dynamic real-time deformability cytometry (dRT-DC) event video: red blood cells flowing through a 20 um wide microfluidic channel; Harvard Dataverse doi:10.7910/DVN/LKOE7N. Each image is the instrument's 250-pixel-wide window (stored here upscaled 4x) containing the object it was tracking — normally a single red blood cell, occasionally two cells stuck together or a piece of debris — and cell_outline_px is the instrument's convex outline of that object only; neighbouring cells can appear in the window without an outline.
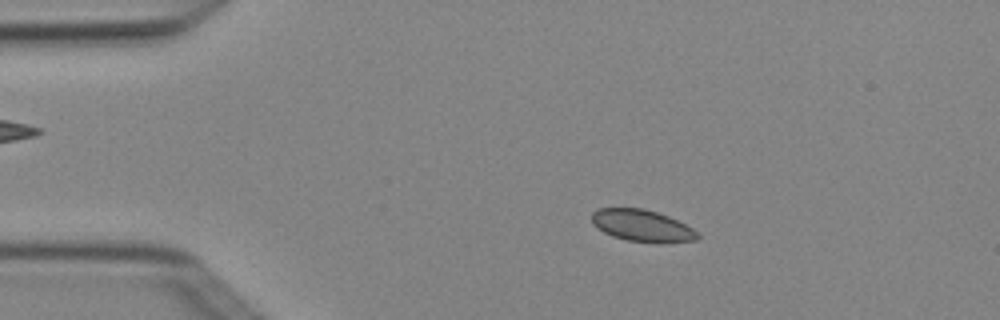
{"species": "Egyptian fruit bat (a non-hibernating species)", "species_latin": "Rousettus aegyptiacus", "temperature_condition": "cold", "stored_images_in_passage": 5, "camera_frame_rate_fps": 3000, "um_per_image_px": 0.085, "animal": {"sex": "female"}, "frame": {"image": 1, "passage_image": 1, "time_ms": 0.0, "image_size_px": [1000, 320], "cell_outline_px": [[700, 236], [696, 240], [628, 240], [612, 236], [596, 228], [592, 224], [592, 212], [596, 208], [644, 208], [668, 216], [692, 228]], "centroid_in_image_um": [54.47, 19.12], "position_along_channel_um": 30.5, "area_um2": 18.79}}
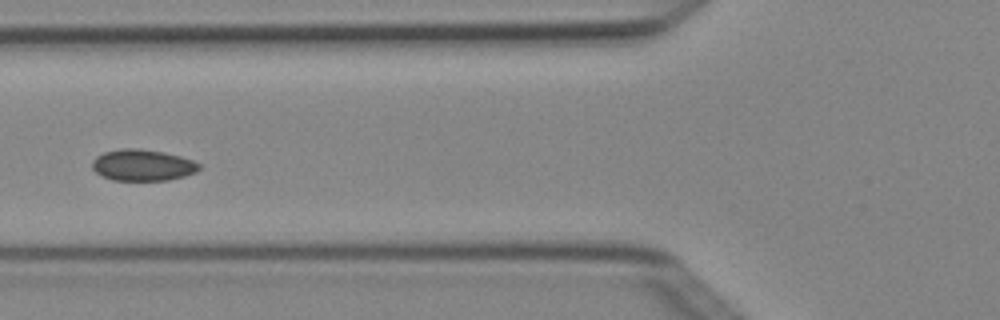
{"frame": {"image": 2, "passage_image": 4, "time_ms": 1.0, "image_size_px": [1000, 320], "cell_outline_px": [[200, 168], [196, 172], [184, 176], [168, 180], [112, 180], [96, 172], [92, 168], [92, 160], [96, 156], [104, 152], [120, 148], [140, 148], [164, 152], [180, 156], [192, 160], [200, 164]], "centroid_in_image_um": [12.11, 14.02], "position_along_channel_um": 113.7, "area_um2": 19.59}}
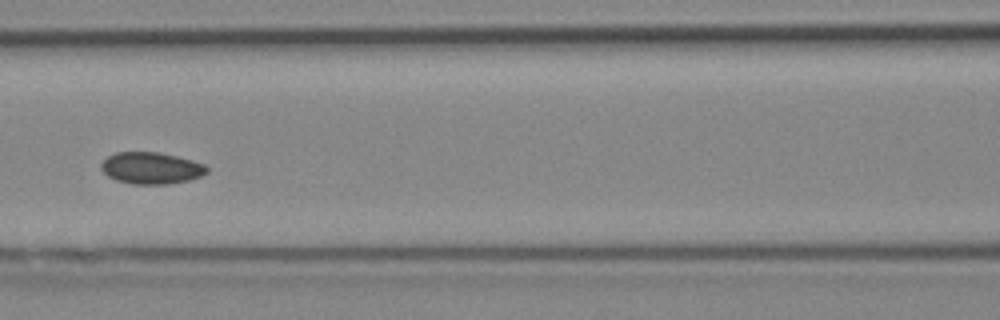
{"frame": {"image": 3, "passage_image": 5, "time_ms": 1.333, "image_size_px": [1000, 320], "cell_outline_px": [[208, 172], [200, 176], [188, 180], [168, 184], [132, 184], [116, 180], [108, 176], [100, 168], [100, 164], [108, 156], [116, 152], [160, 152], [192, 160], [204, 164], [208, 168]], "centroid_in_image_um": [12.84, 14.28], "position_along_channel_um": 153.8, "area_um2": 19.54}}